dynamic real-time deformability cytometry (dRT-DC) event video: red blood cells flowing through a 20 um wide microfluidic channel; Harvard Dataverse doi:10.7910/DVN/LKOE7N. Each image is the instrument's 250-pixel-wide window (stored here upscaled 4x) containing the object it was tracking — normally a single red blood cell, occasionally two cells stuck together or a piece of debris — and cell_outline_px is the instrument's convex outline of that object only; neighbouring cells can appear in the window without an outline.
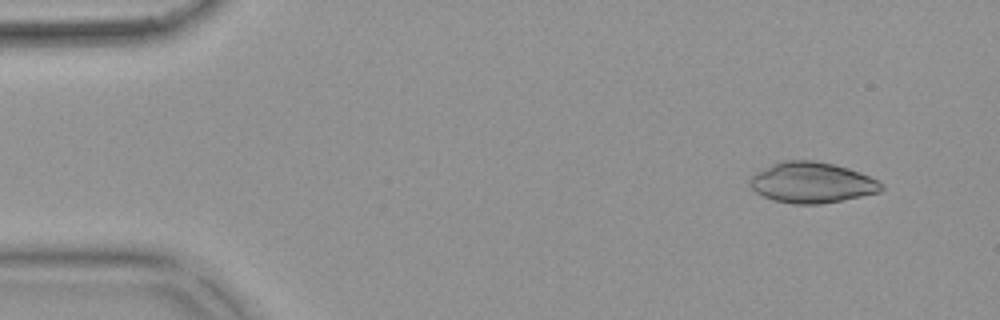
{"species": "common noctule bat (a hibernating species)", "species_latin": "Nyctalus noctula", "temperature_condition": "warm", "stored_images_in_passage": 54, "camera_frame_rate_fps": 3000, "um_per_image_px": 0.085, "animal": {"sex": "female", "body_mass_g": 18.4}, "frame": {"image": 1, "passage_image": 5, "time_ms": 1.333, "image_size_px": [1000, 320], "cell_outline_px": [[884, 188], [880, 192], [820, 204], [796, 204], [776, 200], [764, 196], [756, 192], [752, 188], [752, 176], [756, 172], [772, 164], [784, 160], [812, 160], [832, 164], [848, 168], [860, 172], [876, 180]], "centroid_in_image_um": [69.02, 15.51], "position_along_channel_um": 16.0, "area_um2": 30.58}}
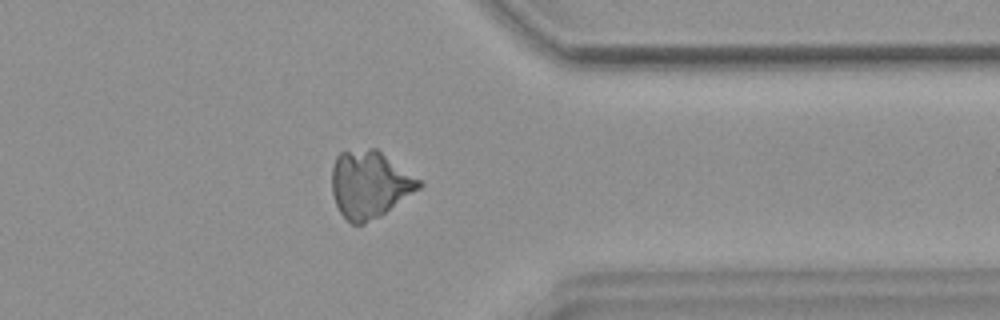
{"frame": {"image": 2, "passage_image": 43, "time_ms": 14.0, "image_size_px": [1000, 320], "cell_outline_px": [[424, 184], [420, 188], [380, 216], [364, 224], [352, 224], [340, 212], [336, 204], [332, 192], [332, 168], [336, 156], [340, 152], [368, 148], [376, 148], [420, 180]], "centroid_in_image_um": [31.4, 15.67], "position_along_channel_um": 380.0, "area_um2": 33.81}}